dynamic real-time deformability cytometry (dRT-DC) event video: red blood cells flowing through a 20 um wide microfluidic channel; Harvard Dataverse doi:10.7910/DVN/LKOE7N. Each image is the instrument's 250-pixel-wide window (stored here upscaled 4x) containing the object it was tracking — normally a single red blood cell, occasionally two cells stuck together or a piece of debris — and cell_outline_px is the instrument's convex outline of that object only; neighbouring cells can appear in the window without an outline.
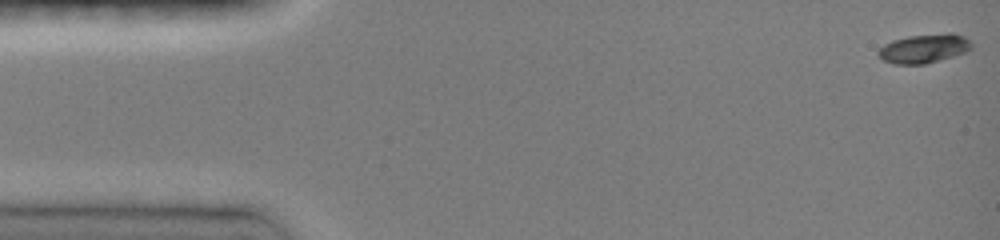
{"species": "common noctule bat (a hibernating species)", "species_latin": "Nyctalus noctula", "temperature_condition": "room temperature", "stored_images_in_passage": 13, "camera_frame_rate_fps": 3000, "um_per_image_px": 0.085, "animal": {"sex": "female", "body_mass_g": 19.0, "forearm_length_mm": 51.5}, "frame": {"image": 1, "passage_image": 1, "time_ms": 0.0, "image_size_px": [1000, 240], "cell_outline_px": [[972, 48], [964, 52], [952, 56], [924, 64], [896, 64], [884, 60], [876, 52], [884, 44], [892, 40], [908, 36], [948, 32], [952, 32], [964, 36], [972, 44]], "centroid_in_image_um": [78.54, 4.1], "position_along_channel_um": 6.5, "area_um2": 15.66}}
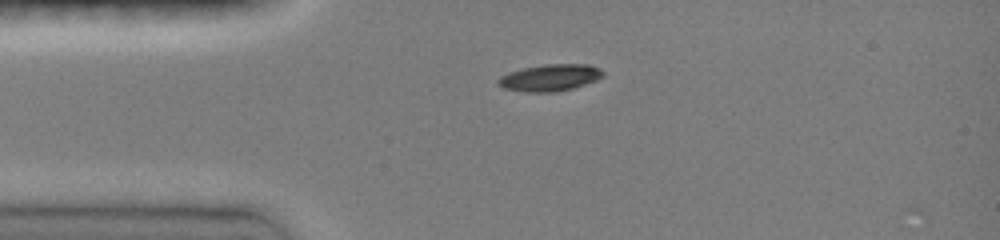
{"frame": {"image": 2, "passage_image": 11, "time_ms": 3.333, "image_size_px": [1000, 240], "cell_outline_px": [[604, 76], [596, 80], [572, 88], [552, 92], [528, 92], [504, 88], [496, 84], [496, 80], [500, 76], [508, 72], [524, 68], [544, 64], [588, 64], [600, 68], [604, 72]], "centroid_in_image_um": [46.73, 6.59], "position_along_channel_um": 38.3, "area_um2": 16.36}}